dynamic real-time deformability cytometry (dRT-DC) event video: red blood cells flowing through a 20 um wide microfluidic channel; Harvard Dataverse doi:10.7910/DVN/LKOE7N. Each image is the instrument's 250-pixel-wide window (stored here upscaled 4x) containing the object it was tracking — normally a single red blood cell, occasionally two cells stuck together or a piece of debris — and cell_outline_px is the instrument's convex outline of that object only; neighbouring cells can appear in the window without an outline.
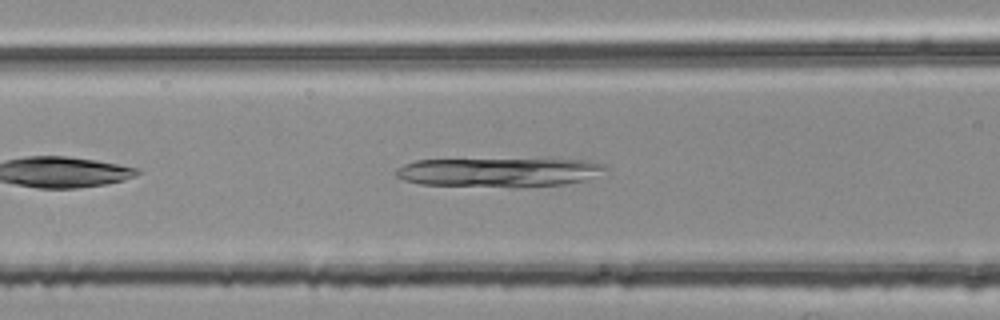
{"species": "common noctule bat (a hibernating species)", "species_latin": "Nyctalus noctula", "temperature_condition": "room temperature", "stored_images_in_passage": 36, "camera_frame_rate_fps": 3000, "um_per_image_px": 0.085, "animal": {"sex": "female", "body_mass_g": 25.1}, "frame": {"image": 1, "passage_image": 8, "time_ms": 2.333, "image_size_px": [1000, 320], "cell_outline_px": [[608, 168], [584, 180], [564, 184], [520, 188], [516, 188], [420, 184], [404, 180], [396, 176], [392, 172], [396, 168], [404, 164], [416, 160], [588, 160], [608, 164]], "centroid_in_image_um": [42.37, 14.66], "position_along_channel_um": 124.2, "area_um2": 35.6}}
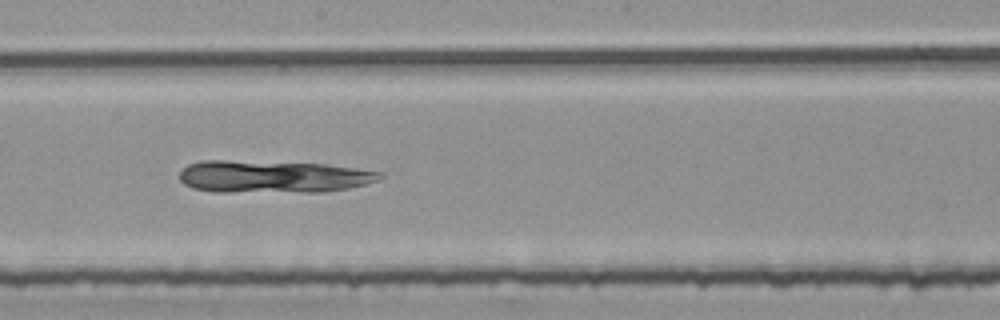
{"frame": {"image": 2, "passage_image": 16, "time_ms": 5.0, "image_size_px": [1000, 320], "cell_outline_px": [[384, 176], [376, 180], [364, 184], [348, 188], [324, 192], [216, 192], [192, 188], [184, 184], [180, 180], [180, 172], [188, 164], [200, 160], [224, 160], [324, 164], [384, 172]], "centroid_in_image_um": [23.17, 15.02], "position_along_channel_um": 225.0, "area_um2": 37.92}}
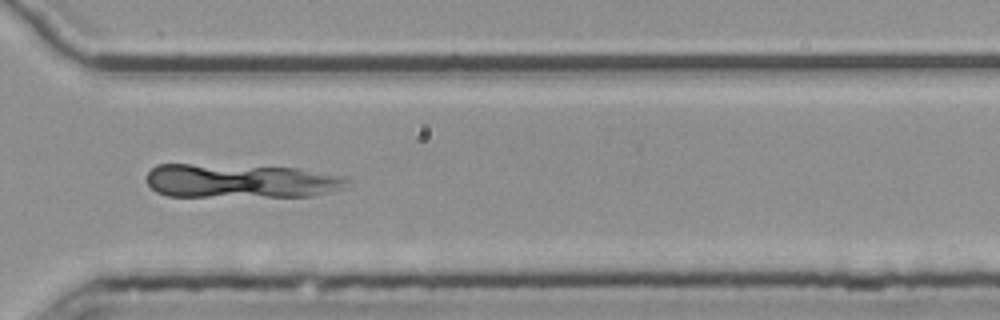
{"frame": {"image": 3, "passage_image": 26, "time_ms": 8.333, "image_size_px": [1000, 320], "cell_outline_px": [[348, 188], [312, 196], [168, 196], [156, 192], [144, 180], [148, 172], [156, 164], [192, 164], [300, 168], [348, 176]], "centroid_in_image_um": [20.5, 15.38], "position_along_channel_um": 350.1, "area_um2": 40.17}}